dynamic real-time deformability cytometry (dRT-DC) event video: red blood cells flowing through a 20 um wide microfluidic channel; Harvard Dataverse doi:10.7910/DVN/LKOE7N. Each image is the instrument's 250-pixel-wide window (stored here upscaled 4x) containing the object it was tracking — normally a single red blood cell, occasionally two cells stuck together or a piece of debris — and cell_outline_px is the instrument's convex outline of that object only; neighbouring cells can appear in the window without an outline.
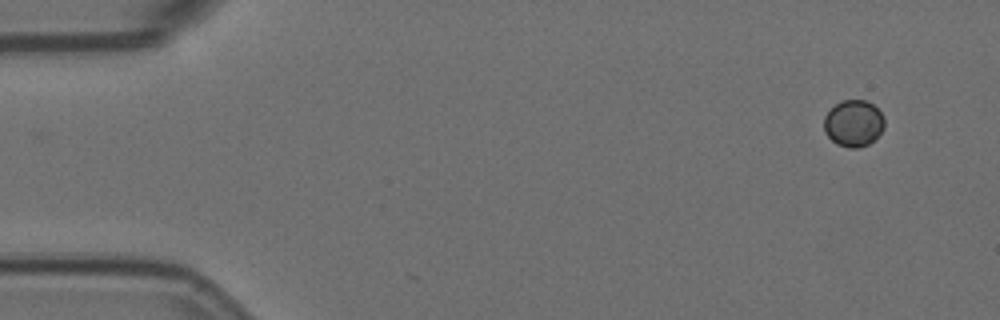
{"species": "Egyptian fruit bat (a non-hibernating species)", "species_latin": "Rousettus aegyptiacus", "temperature_condition": "room temperature", "stored_images_in_passage": 3, "camera_frame_rate_fps": 3000, "um_per_image_px": 0.085, "animal": {"sex": "female"}, "frame": {"image": 1, "passage_image": 1, "time_ms": 0.0, "image_size_px": [1000, 320], "cell_outline_px": [[884, 128], [868, 144], [860, 148], [848, 148], [836, 144], [824, 132], [824, 116], [840, 100], [868, 100], [884, 116]], "centroid_in_image_um": [72.54, 10.48], "position_along_channel_um": 12.5, "area_um2": 16.42}}